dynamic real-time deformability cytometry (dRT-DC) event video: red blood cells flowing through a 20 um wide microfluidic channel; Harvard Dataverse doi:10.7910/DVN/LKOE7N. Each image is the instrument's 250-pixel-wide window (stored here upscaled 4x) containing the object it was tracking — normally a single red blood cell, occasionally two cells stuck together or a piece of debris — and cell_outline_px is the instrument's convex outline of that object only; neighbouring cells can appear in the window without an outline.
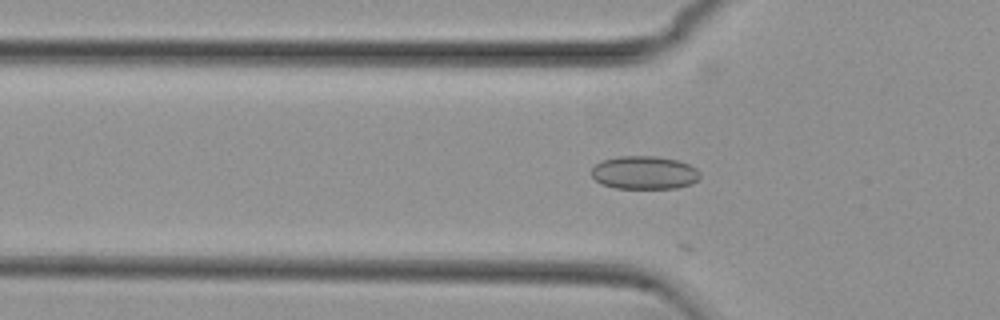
{"species": "common noctule bat (a hibernating species)", "species_latin": "Nyctalus noctula", "temperature_condition": "cold", "stored_images_in_passage": 21, "camera_frame_rate_fps": 3000, "um_per_image_px": 0.085, "animal": {"sex": "female", "body_mass_g": 29.2, "forearm_length_mm": 56.3}, "frame": {"image": 1, "passage_image": 18, "time_ms": 5.667, "image_size_px": [1000, 320], "cell_outline_px": [[700, 176], [692, 184], [676, 188], [616, 188], [600, 184], [592, 176], [592, 168], [600, 160], [616, 156], [656, 156], [676, 160], [688, 164], [696, 168], [700, 172]], "centroid_in_image_um": [54.75, 14.67], "position_along_channel_um": 71.1, "area_um2": 21.1}}